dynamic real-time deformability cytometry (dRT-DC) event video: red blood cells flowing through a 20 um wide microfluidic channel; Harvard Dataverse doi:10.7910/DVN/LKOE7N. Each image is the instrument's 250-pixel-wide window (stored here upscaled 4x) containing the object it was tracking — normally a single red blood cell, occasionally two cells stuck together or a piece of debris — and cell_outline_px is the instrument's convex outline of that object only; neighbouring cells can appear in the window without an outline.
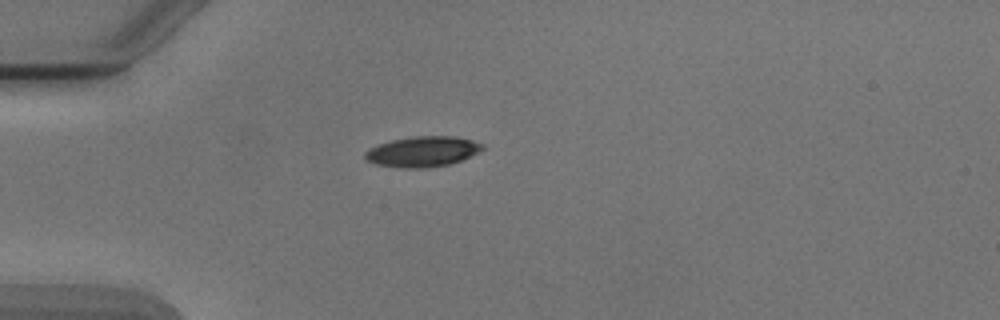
{"species": "Egyptian fruit bat (a non-hibernating species)", "species_latin": "Rousettus aegyptiacus", "temperature_condition": "cold", "stored_images_in_passage": 6, "camera_frame_rate_fps": 3000, "um_per_image_px": 0.085, "animal": {"sex": "male"}, "frame": {"image": 1, "passage_image": 6, "time_ms": 6.0, "image_size_px": [1000, 320], "cell_outline_px": [[484, 148], [460, 160], [448, 164], [424, 168], [400, 168], [376, 164], [368, 160], [364, 156], [364, 152], [380, 144], [392, 140], [412, 136], [452, 136], [472, 140], [484, 144]], "centroid_in_image_um": [35.9, 12.88], "position_along_channel_um": 49.1, "area_um2": 20.46}}